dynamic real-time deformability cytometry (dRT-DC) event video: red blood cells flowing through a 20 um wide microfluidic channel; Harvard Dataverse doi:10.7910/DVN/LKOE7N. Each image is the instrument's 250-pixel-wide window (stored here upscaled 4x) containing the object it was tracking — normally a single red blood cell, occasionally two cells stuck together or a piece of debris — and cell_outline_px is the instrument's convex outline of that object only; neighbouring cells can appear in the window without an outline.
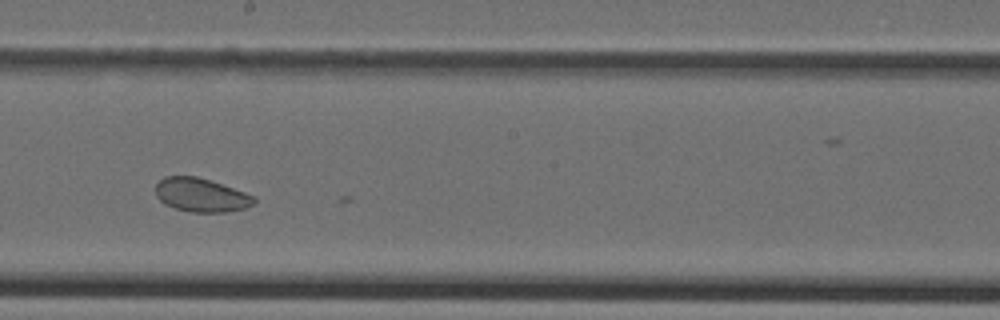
{"species": "Egyptian fruit bat (a non-hibernating species)", "species_latin": "Rousettus aegyptiacus", "temperature_condition": "cold", "stored_images_in_passage": 22, "camera_frame_rate_fps": 3000, "um_per_image_px": 0.085, "animal": {"sex": "female"}, "frame": {"image": 1, "passage_image": 19, "time_ms": 6.0, "image_size_px": [1000, 320], "cell_outline_px": [[256, 204], [244, 208], [224, 212], [188, 212], [164, 204], [156, 196], [156, 184], [164, 176], [196, 176], [256, 196]], "centroid_in_image_um": [17.09, 16.58], "position_along_channel_um": 231.1, "area_um2": 19.25}}